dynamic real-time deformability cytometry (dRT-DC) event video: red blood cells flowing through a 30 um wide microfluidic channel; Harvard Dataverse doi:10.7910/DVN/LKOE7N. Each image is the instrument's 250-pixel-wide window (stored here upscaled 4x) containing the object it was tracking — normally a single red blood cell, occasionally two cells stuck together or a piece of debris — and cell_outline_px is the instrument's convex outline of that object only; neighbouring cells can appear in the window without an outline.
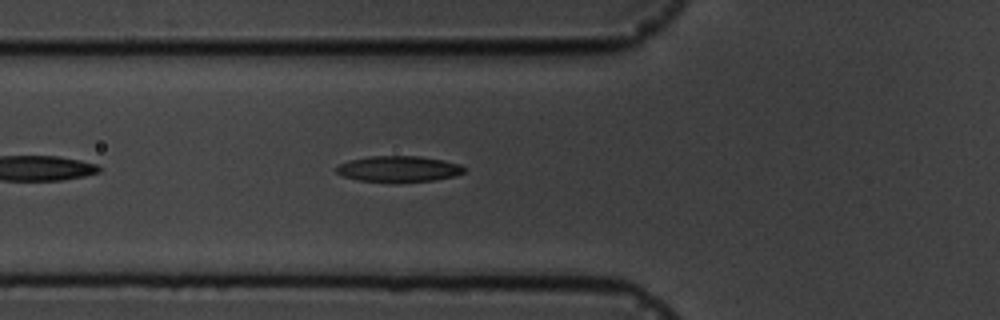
{"species": "common noctule bat (a hibernating species)", "species_latin": "Nyctalus noctula", "temperature_condition": "cold", "stored_images_in_passage": 6, "camera_frame_rate_fps": 3000, "um_per_image_px": 0.085, "animal": {"sex": "male", "body_mass_g": 19.5, "forearm_length_mm": 54.6}, "frame": {"image": 1, "passage_image": 6, "time_ms": 5.667, "image_size_px": [1000, 320], "cell_outline_px": [[468, 168], [464, 172], [456, 176], [436, 180], [396, 184], [356, 180], [344, 176], [336, 172], [336, 168], [340, 164], [352, 160], [368, 156], [420, 156], [460, 164]], "centroid_in_image_um": [33.92, 14.39], "position_along_channel_um": 91.9, "area_um2": 19.83}}